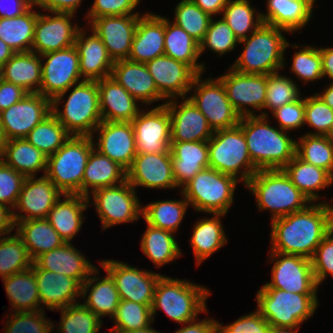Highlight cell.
Listing matches in <instances>:
<instances>
[{"label": "cell", "instance_id": "obj_1", "mask_svg": "<svg viewBox=\"0 0 333 333\" xmlns=\"http://www.w3.org/2000/svg\"><path fill=\"white\" fill-rule=\"evenodd\" d=\"M271 250L311 259L323 238L333 229V205L321 201L304 210L271 221Z\"/></svg>", "mask_w": 333, "mask_h": 333}, {"label": "cell", "instance_id": "obj_2", "mask_svg": "<svg viewBox=\"0 0 333 333\" xmlns=\"http://www.w3.org/2000/svg\"><path fill=\"white\" fill-rule=\"evenodd\" d=\"M269 115L260 114L241 117L243 130L252 163L258 170L283 169L296 155V140L287 131L272 127Z\"/></svg>", "mask_w": 333, "mask_h": 333}, {"label": "cell", "instance_id": "obj_3", "mask_svg": "<svg viewBox=\"0 0 333 333\" xmlns=\"http://www.w3.org/2000/svg\"><path fill=\"white\" fill-rule=\"evenodd\" d=\"M288 31L262 23L247 38L239 40L243 44L242 53L230 67L243 74L268 75L285 68V50L291 44L284 37Z\"/></svg>", "mask_w": 333, "mask_h": 333}, {"label": "cell", "instance_id": "obj_4", "mask_svg": "<svg viewBox=\"0 0 333 333\" xmlns=\"http://www.w3.org/2000/svg\"><path fill=\"white\" fill-rule=\"evenodd\" d=\"M211 294L205 286L195 282L162 275L154 290L151 306L153 323L159 309L178 325L195 320L199 313L209 314L206 301Z\"/></svg>", "mask_w": 333, "mask_h": 333}, {"label": "cell", "instance_id": "obj_5", "mask_svg": "<svg viewBox=\"0 0 333 333\" xmlns=\"http://www.w3.org/2000/svg\"><path fill=\"white\" fill-rule=\"evenodd\" d=\"M245 187L255 196L259 211L271 212V221L304 210L311 204L283 169L258 170Z\"/></svg>", "mask_w": 333, "mask_h": 333}, {"label": "cell", "instance_id": "obj_6", "mask_svg": "<svg viewBox=\"0 0 333 333\" xmlns=\"http://www.w3.org/2000/svg\"><path fill=\"white\" fill-rule=\"evenodd\" d=\"M65 95L62 92L52 100V113L71 135L93 136L102 122L97 81L83 80L74 84L66 101ZM62 101L63 110L58 107Z\"/></svg>", "mask_w": 333, "mask_h": 333}, {"label": "cell", "instance_id": "obj_7", "mask_svg": "<svg viewBox=\"0 0 333 333\" xmlns=\"http://www.w3.org/2000/svg\"><path fill=\"white\" fill-rule=\"evenodd\" d=\"M94 136L71 137L53 155L47 157L45 175L65 195H82L86 163L94 148Z\"/></svg>", "mask_w": 333, "mask_h": 333}, {"label": "cell", "instance_id": "obj_8", "mask_svg": "<svg viewBox=\"0 0 333 333\" xmlns=\"http://www.w3.org/2000/svg\"><path fill=\"white\" fill-rule=\"evenodd\" d=\"M256 310L276 327H300L315 314L317 294H299L274 288H260L256 294Z\"/></svg>", "mask_w": 333, "mask_h": 333}, {"label": "cell", "instance_id": "obj_9", "mask_svg": "<svg viewBox=\"0 0 333 333\" xmlns=\"http://www.w3.org/2000/svg\"><path fill=\"white\" fill-rule=\"evenodd\" d=\"M208 155L210 168L233 176L242 181L244 186L258 171L252 163L243 130L239 125L214 131L208 140Z\"/></svg>", "mask_w": 333, "mask_h": 333}, {"label": "cell", "instance_id": "obj_10", "mask_svg": "<svg viewBox=\"0 0 333 333\" xmlns=\"http://www.w3.org/2000/svg\"><path fill=\"white\" fill-rule=\"evenodd\" d=\"M236 178L213 168H204L181 188L185 199L196 212L225 214L234 201Z\"/></svg>", "mask_w": 333, "mask_h": 333}, {"label": "cell", "instance_id": "obj_11", "mask_svg": "<svg viewBox=\"0 0 333 333\" xmlns=\"http://www.w3.org/2000/svg\"><path fill=\"white\" fill-rule=\"evenodd\" d=\"M201 76L194 79L190 88L193 93L188 98L206 117L213 131L237 126L241 116L229 101L222 82L217 77L203 80Z\"/></svg>", "mask_w": 333, "mask_h": 333}, {"label": "cell", "instance_id": "obj_12", "mask_svg": "<svg viewBox=\"0 0 333 333\" xmlns=\"http://www.w3.org/2000/svg\"><path fill=\"white\" fill-rule=\"evenodd\" d=\"M90 194L103 230L122 223H132L142 217L143 206L136 190L127 180L116 186L99 188Z\"/></svg>", "mask_w": 333, "mask_h": 333}, {"label": "cell", "instance_id": "obj_13", "mask_svg": "<svg viewBox=\"0 0 333 333\" xmlns=\"http://www.w3.org/2000/svg\"><path fill=\"white\" fill-rule=\"evenodd\" d=\"M272 279L261 288H274L299 294H317L311 260L299 255L270 252ZM272 259V260H271Z\"/></svg>", "mask_w": 333, "mask_h": 333}, {"label": "cell", "instance_id": "obj_14", "mask_svg": "<svg viewBox=\"0 0 333 333\" xmlns=\"http://www.w3.org/2000/svg\"><path fill=\"white\" fill-rule=\"evenodd\" d=\"M40 57L42 81L38 93L44 97L53 100L60 93H67L74 84L83 81L80 73L79 55L74 45L40 55Z\"/></svg>", "mask_w": 333, "mask_h": 333}, {"label": "cell", "instance_id": "obj_15", "mask_svg": "<svg viewBox=\"0 0 333 333\" xmlns=\"http://www.w3.org/2000/svg\"><path fill=\"white\" fill-rule=\"evenodd\" d=\"M99 263L113 278L121 300L152 306L155 286L161 273L138 269L111 259Z\"/></svg>", "mask_w": 333, "mask_h": 333}, {"label": "cell", "instance_id": "obj_16", "mask_svg": "<svg viewBox=\"0 0 333 333\" xmlns=\"http://www.w3.org/2000/svg\"><path fill=\"white\" fill-rule=\"evenodd\" d=\"M227 71L229 72L217 78L224 85L227 97L236 112L244 117L256 115L255 110H264L267 75L243 74L231 67Z\"/></svg>", "mask_w": 333, "mask_h": 333}, {"label": "cell", "instance_id": "obj_17", "mask_svg": "<svg viewBox=\"0 0 333 333\" xmlns=\"http://www.w3.org/2000/svg\"><path fill=\"white\" fill-rule=\"evenodd\" d=\"M52 113V100L40 93H27L20 101L0 112L7 140L26 138L29 132Z\"/></svg>", "mask_w": 333, "mask_h": 333}, {"label": "cell", "instance_id": "obj_18", "mask_svg": "<svg viewBox=\"0 0 333 333\" xmlns=\"http://www.w3.org/2000/svg\"><path fill=\"white\" fill-rule=\"evenodd\" d=\"M131 124L137 153L170 152L171 117L165 102L148 111L140 110Z\"/></svg>", "mask_w": 333, "mask_h": 333}, {"label": "cell", "instance_id": "obj_19", "mask_svg": "<svg viewBox=\"0 0 333 333\" xmlns=\"http://www.w3.org/2000/svg\"><path fill=\"white\" fill-rule=\"evenodd\" d=\"M50 13L37 15L31 51L39 55L72 47L80 28L79 23L71 22L75 14Z\"/></svg>", "mask_w": 333, "mask_h": 333}, {"label": "cell", "instance_id": "obj_20", "mask_svg": "<svg viewBox=\"0 0 333 333\" xmlns=\"http://www.w3.org/2000/svg\"><path fill=\"white\" fill-rule=\"evenodd\" d=\"M63 195L44 174L39 178L26 177L13 208L15 224L24 220L47 218L49 211Z\"/></svg>", "mask_w": 333, "mask_h": 333}, {"label": "cell", "instance_id": "obj_21", "mask_svg": "<svg viewBox=\"0 0 333 333\" xmlns=\"http://www.w3.org/2000/svg\"><path fill=\"white\" fill-rule=\"evenodd\" d=\"M127 181L137 187L150 189H176L171 152L137 153L132 166L126 171Z\"/></svg>", "mask_w": 333, "mask_h": 333}, {"label": "cell", "instance_id": "obj_22", "mask_svg": "<svg viewBox=\"0 0 333 333\" xmlns=\"http://www.w3.org/2000/svg\"><path fill=\"white\" fill-rule=\"evenodd\" d=\"M153 77L158 92L167 100L187 98L198 74L187 64L167 55L158 56L145 63Z\"/></svg>", "mask_w": 333, "mask_h": 333}, {"label": "cell", "instance_id": "obj_23", "mask_svg": "<svg viewBox=\"0 0 333 333\" xmlns=\"http://www.w3.org/2000/svg\"><path fill=\"white\" fill-rule=\"evenodd\" d=\"M98 134L94 148L117 162L126 171L137 155L134 129L131 122L102 121L93 135Z\"/></svg>", "mask_w": 333, "mask_h": 333}, {"label": "cell", "instance_id": "obj_24", "mask_svg": "<svg viewBox=\"0 0 333 333\" xmlns=\"http://www.w3.org/2000/svg\"><path fill=\"white\" fill-rule=\"evenodd\" d=\"M141 15H111L95 18L90 29L103 41L113 61L128 59Z\"/></svg>", "mask_w": 333, "mask_h": 333}, {"label": "cell", "instance_id": "obj_25", "mask_svg": "<svg viewBox=\"0 0 333 333\" xmlns=\"http://www.w3.org/2000/svg\"><path fill=\"white\" fill-rule=\"evenodd\" d=\"M181 99V103L176 98L165 101L171 117V142L208 141L214 131L206 117L189 98Z\"/></svg>", "mask_w": 333, "mask_h": 333}, {"label": "cell", "instance_id": "obj_26", "mask_svg": "<svg viewBox=\"0 0 333 333\" xmlns=\"http://www.w3.org/2000/svg\"><path fill=\"white\" fill-rule=\"evenodd\" d=\"M40 296L41 310L63 309L69 305L79 303L82 284L74 278L64 274L51 272L44 269H33ZM43 304V305H42Z\"/></svg>", "mask_w": 333, "mask_h": 333}, {"label": "cell", "instance_id": "obj_27", "mask_svg": "<svg viewBox=\"0 0 333 333\" xmlns=\"http://www.w3.org/2000/svg\"><path fill=\"white\" fill-rule=\"evenodd\" d=\"M85 28H79L74 43L79 55L81 77L83 80L92 81L110 77L114 61L94 30H91V35L87 37Z\"/></svg>", "mask_w": 333, "mask_h": 333}, {"label": "cell", "instance_id": "obj_28", "mask_svg": "<svg viewBox=\"0 0 333 333\" xmlns=\"http://www.w3.org/2000/svg\"><path fill=\"white\" fill-rule=\"evenodd\" d=\"M110 77L124 87L141 104L148 106L156 101L165 100L158 92L145 63L134 62L129 59L114 61Z\"/></svg>", "mask_w": 333, "mask_h": 333}, {"label": "cell", "instance_id": "obj_29", "mask_svg": "<svg viewBox=\"0 0 333 333\" xmlns=\"http://www.w3.org/2000/svg\"><path fill=\"white\" fill-rule=\"evenodd\" d=\"M91 263L71 242L39 255L31 268L64 274L83 284L96 268Z\"/></svg>", "mask_w": 333, "mask_h": 333}, {"label": "cell", "instance_id": "obj_30", "mask_svg": "<svg viewBox=\"0 0 333 333\" xmlns=\"http://www.w3.org/2000/svg\"><path fill=\"white\" fill-rule=\"evenodd\" d=\"M165 17L144 13L139 17L128 59L147 63L164 55Z\"/></svg>", "mask_w": 333, "mask_h": 333}, {"label": "cell", "instance_id": "obj_31", "mask_svg": "<svg viewBox=\"0 0 333 333\" xmlns=\"http://www.w3.org/2000/svg\"><path fill=\"white\" fill-rule=\"evenodd\" d=\"M102 121L132 122L140 112L138 101L112 77L97 81Z\"/></svg>", "mask_w": 333, "mask_h": 333}, {"label": "cell", "instance_id": "obj_32", "mask_svg": "<svg viewBox=\"0 0 333 333\" xmlns=\"http://www.w3.org/2000/svg\"><path fill=\"white\" fill-rule=\"evenodd\" d=\"M174 180L179 188L209 167L208 141L171 142Z\"/></svg>", "mask_w": 333, "mask_h": 333}, {"label": "cell", "instance_id": "obj_33", "mask_svg": "<svg viewBox=\"0 0 333 333\" xmlns=\"http://www.w3.org/2000/svg\"><path fill=\"white\" fill-rule=\"evenodd\" d=\"M63 197L55 203L46 219L65 243H71L82 228L86 218L83 212L89 207V202L80 194H64Z\"/></svg>", "mask_w": 333, "mask_h": 333}, {"label": "cell", "instance_id": "obj_34", "mask_svg": "<svg viewBox=\"0 0 333 333\" xmlns=\"http://www.w3.org/2000/svg\"><path fill=\"white\" fill-rule=\"evenodd\" d=\"M98 269L96 267L82 284L81 298L85 300L82 304L100 319L107 315L112 318L121 299L111 275L105 271L106 276L99 278Z\"/></svg>", "mask_w": 333, "mask_h": 333}, {"label": "cell", "instance_id": "obj_35", "mask_svg": "<svg viewBox=\"0 0 333 333\" xmlns=\"http://www.w3.org/2000/svg\"><path fill=\"white\" fill-rule=\"evenodd\" d=\"M126 180L127 172L123 167L93 148L84 170L82 196L88 198L90 206L92 205L90 193L99 188L122 184Z\"/></svg>", "mask_w": 333, "mask_h": 333}, {"label": "cell", "instance_id": "obj_36", "mask_svg": "<svg viewBox=\"0 0 333 333\" xmlns=\"http://www.w3.org/2000/svg\"><path fill=\"white\" fill-rule=\"evenodd\" d=\"M263 23L282 28L292 34L300 31L312 19L313 5L307 0H267Z\"/></svg>", "mask_w": 333, "mask_h": 333}, {"label": "cell", "instance_id": "obj_37", "mask_svg": "<svg viewBox=\"0 0 333 333\" xmlns=\"http://www.w3.org/2000/svg\"><path fill=\"white\" fill-rule=\"evenodd\" d=\"M0 78L20 86L27 93H38L42 81L40 55L32 51L15 53L0 68Z\"/></svg>", "mask_w": 333, "mask_h": 333}, {"label": "cell", "instance_id": "obj_38", "mask_svg": "<svg viewBox=\"0 0 333 333\" xmlns=\"http://www.w3.org/2000/svg\"><path fill=\"white\" fill-rule=\"evenodd\" d=\"M213 217L198 219L194 223L190 246L193 249L196 265L199 266L213 253L228 242L221 219L225 214H212Z\"/></svg>", "mask_w": 333, "mask_h": 333}, {"label": "cell", "instance_id": "obj_39", "mask_svg": "<svg viewBox=\"0 0 333 333\" xmlns=\"http://www.w3.org/2000/svg\"><path fill=\"white\" fill-rule=\"evenodd\" d=\"M292 184L311 202L321 198L320 190L332 186L333 177L324 169L316 167L295 155L283 168ZM317 191V192H316Z\"/></svg>", "mask_w": 333, "mask_h": 333}, {"label": "cell", "instance_id": "obj_40", "mask_svg": "<svg viewBox=\"0 0 333 333\" xmlns=\"http://www.w3.org/2000/svg\"><path fill=\"white\" fill-rule=\"evenodd\" d=\"M15 227L16 234L23 241L33 261L39 255L65 243L46 218L19 221Z\"/></svg>", "mask_w": 333, "mask_h": 333}, {"label": "cell", "instance_id": "obj_41", "mask_svg": "<svg viewBox=\"0 0 333 333\" xmlns=\"http://www.w3.org/2000/svg\"><path fill=\"white\" fill-rule=\"evenodd\" d=\"M165 17L164 54L190 66L198 75H202L205 63H197L200 59L199 43L184 29L170 22Z\"/></svg>", "mask_w": 333, "mask_h": 333}, {"label": "cell", "instance_id": "obj_42", "mask_svg": "<svg viewBox=\"0 0 333 333\" xmlns=\"http://www.w3.org/2000/svg\"><path fill=\"white\" fill-rule=\"evenodd\" d=\"M11 312H33L41 310L35 273L32 268L2 279Z\"/></svg>", "mask_w": 333, "mask_h": 333}, {"label": "cell", "instance_id": "obj_43", "mask_svg": "<svg viewBox=\"0 0 333 333\" xmlns=\"http://www.w3.org/2000/svg\"><path fill=\"white\" fill-rule=\"evenodd\" d=\"M0 159L25 177H36L41 170L46 173L47 156L26 138L7 140Z\"/></svg>", "mask_w": 333, "mask_h": 333}, {"label": "cell", "instance_id": "obj_44", "mask_svg": "<svg viewBox=\"0 0 333 333\" xmlns=\"http://www.w3.org/2000/svg\"><path fill=\"white\" fill-rule=\"evenodd\" d=\"M31 6L25 13L12 18H0V39L15 53L30 52L34 41L38 11Z\"/></svg>", "mask_w": 333, "mask_h": 333}, {"label": "cell", "instance_id": "obj_45", "mask_svg": "<svg viewBox=\"0 0 333 333\" xmlns=\"http://www.w3.org/2000/svg\"><path fill=\"white\" fill-rule=\"evenodd\" d=\"M140 241L142 252L157 268L173 262L182 255L175 233L171 231L147 224V229L141 236Z\"/></svg>", "mask_w": 333, "mask_h": 333}, {"label": "cell", "instance_id": "obj_46", "mask_svg": "<svg viewBox=\"0 0 333 333\" xmlns=\"http://www.w3.org/2000/svg\"><path fill=\"white\" fill-rule=\"evenodd\" d=\"M181 194L183 200H162L143 206L142 218L153 227L176 234L189 207L188 201Z\"/></svg>", "mask_w": 333, "mask_h": 333}, {"label": "cell", "instance_id": "obj_47", "mask_svg": "<svg viewBox=\"0 0 333 333\" xmlns=\"http://www.w3.org/2000/svg\"><path fill=\"white\" fill-rule=\"evenodd\" d=\"M250 0H228L222 11V18L242 40L252 34L262 23L261 12L256 11Z\"/></svg>", "mask_w": 333, "mask_h": 333}, {"label": "cell", "instance_id": "obj_48", "mask_svg": "<svg viewBox=\"0 0 333 333\" xmlns=\"http://www.w3.org/2000/svg\"><path fill=\"white\" fill-rule=\"evenodd\" d=\"M71 137V134L51 113L38 123L26 139L47 157L53 155Z\"/></svg>", "mask_w": 333, "mask_h": 333}, {"label": "cell", "instance_id": "obj_49", "mask_svg": "<svg viewBox=\"0 0 333 333\" xmlns=\"http://www.w3.org/2000/svg\"><path fill=\"white\" fill-rule=\"evenodd\" d=\"M32 266L33 259L16 233L0 238V276L2 279L25 271Z\"/></svg>", "mask_w": 333, "mask_h": 333}, {"label": "cell", "instance_id": "obj_50", "mask_svg": "<svg viewBox=\"0 0 333 333\" xmlns=\"http://www.w3.org/2000/svg\"><path fill=\"white\" fill-rule=\"evenodd\" d=\"M296 155L316 166L326 170L333 177V144L325 136H300L296 141Z\"/></svg>", "mask_w": 333, "mask_h": 333}, {"label": "cell", "instance_id": "obj_51", "mask_svg": "<svg viewBox=\"0 0 333 333\" xmlns=\"http://www.w3.org/2000/svg\"><path fill=\"white\" fill-rule=\"evenodd\" d=\"M61 321L56 333H99L103 321L82 303L60 309Z\"/></svg>", "mask_w": 333, "mask_h": 333}, {"label": "cell", "instance_id": "obj_52", "mask_svg": "<svg viewBox=\"0 0 333 333\" xmlns=\"http://www.w3.org/2000/svg\"><path fill=\"white\" fill-rule=\"evenodd\" d=\"M174 10V23L200 43L208 30L211 16L192 0H181Z\"/></svg>", "mask_w": 333, "mask_h": 333}, {"label": "cell", "instance_id": "obj_53", "mask_svg": "<svg viewBox=\"0 0 333 333\" xmlns=\"http://www.w3.org/2000/svg\"><path fill=\"white\" fill-rule=\"evenodd\" d=\"M277 71L267 75V90L264 109L273 112L283 105L298 100L302 95L297 83Z\"/></svg>", "mask_w": 333, "mask_h": 333}, {"label": "cell", "instance_id": "obj_54", "mask_svg": "<svg viewBox=\"0 0 333 333\" xmlns=\"http://www.w3.org/2000/svg\"><path fill=\"white\" fill-rule=\"evenodd\" d=\"M111 320L115 324L111 331H130L148 327L153 323L151 306L121 300Z\"/></svg>", "mask_w": 333, "mask_h": 333}, {"label": "cell", "instance_id": "obj_55", "mask_svg": "<svg viewBox=\"0 0 333 333\" xmlns=\"http://www.w3.org/2000/svg\"><path fill=\"white\" fill-rule=\"evenodd\" d=\"M291 47L299 48V51H295L292 57L293 60L290 66L291 74L294 73L295 77L302 80L305 84L318 81L324 77L320 48L306 45L300 49V46L297 44H293Z\"/></svg>", "mask_w": 333, "mask_h": 333}, {"label": "cell", "instance_id": "obj_56", "mask_svg": "<svg viewBox=\"0 0 333 333\" xmlns=\"http://www.w3.org/2000/svg\"><path fill=\"white\" fill-rule=\"evenodd\" d=\"M237 44H239V39L234 35L226 21L223 18L215 20L212 17L206 35L199 43V53L201 56L208 48L218 56H222L233 51Z\"/></svg>", "mask_w": 333, "mask_h": 333}, {"label": "cell", "instance_id": "obj_57", "mask_svg": "<svg viewBox=\"0 0 333 333\" xmlns=\"http://www.w3.org/2000/svg\"><path fill=\"white\" fill-rule=\"evenodd\" d=\"M9 314L6 318V328L3 333H52L56 326L54 321L46 318L45 310L12 312Z\"/></svg>", "mask_w": 333, "mask_h": 333}, {"label": "cell", "instance_id": "obj_58", "mask_svg": "<svg viewBox=\"0 0 333 333\" xmlns=\"http://www.w3.org/2000/svg\"><path fill=\"white\" fill-rule=\"evenodd\" d=\"M333 123V110L316 94L305 98L304 124L314 128L307 135L325 136Z\"/></svg>", "mask_w": 333, "mask_h": 333}, {"label": "cell", "instance_id": "obj_59", "mask_svg": "<svg viewBox=\"0 0 333 333\" xmlns=\"http://www.w3.org/2000/svg\"><path fill=\"white\" fill-rule=\"evenodd\" d=\"M310 260L316 283L320 287L329 274L333 277V229L320 242Z\"/></svg>", "mask_w": 333, "mask_h": 333}, {"label": "cell", "instance_id": "obj_60", "mask_svg": "<svg viewBox=\"0 0 333 333\" xmlns=\"http://www.w3.org/2000/svg\"><path fill=\"white\" fill-rule=\"evenodd\" d=\"M25 179V176L0 159V203L13 209Z\"/></svg>", "mask_w": 333, "mask_h": 333}, {"label": "cell", "instance_id": "obj_61", "mask_svg": "<svg viewBox=\"0 0 333 333\" xmlns=\"http://www.w3.org/2000/svg\"><path fill=\"white\" fill-rule=\"evenodd\" d=\"M139 4L140 0H94L85 18L90 24L95 18L102 16L140 15V12H133Z\"/></svg>", "mask_w": 333, "mask_h": 333}, {"label": "cell", "instance_id": "obj_62", "mask_svg": "<svg viewBox=\"0 0 333 333\" xmlns=\"http://www.w3.org/2000/svg\"><path fill=\"white\" fill-rule=\"evenodd\" d=\"M305 97L301 96L298 100L283 105L272 112L274 119L277 120L278 126L283 131H290L305 127Z\"/></svg>", "mask_w": 333, "mask_h": 333}, {"label": "cell", "instance_id": "obj_63", "mask_svg": "<svg viewBox=\"0 0 333 333\" xmlns=\"http://www.w3.org/2000/svg\"><path fill=\"white\" fill-rule=\"evenodd\" d=\"M217 333H267L270 324L256 310L241 316L229 325L217 321Z\"/></svg>", "mask_w": 333, "mask_h": 333}, {"label": "cell", "instance_id": "obj_64", "mask_svg": "<svg viewBox=\"0 0 333 333\" xmlns=\"http://www.w3.org/2000/svg\"><path fill=\"white\" fill-rule=\"evenodd\" d=\"M26 94L27 92L20 86L0 78V112L20 101Z\"/></svg>", "mask_w": 333, "mask_h": 333}, {"label": "cell", "instance_id": "obj_65", "mask_svg": "<svg viewBox=\"0 0 333 333\" xmlns=\"http://www.w3.org/2000/svg\"><path fill=\"white\" fill-rule=\"evenodd\" d=\"M82 0H40L35 7L49 12L76 13Z\"/></svg>", "mask_w": 333, "mask_h": 333}, {"label": "cell", "instance_id": "obj_66", "mask_svg": "<svg viewBox=\"0 0 333 333\" xmlns=\"http://www.w3.org/2000/svg\"><path fill=\"white\" fill-rule=\"evenodd\" d=\"M217 321L213 318L198 321V318H196L183 324V327L175 330L174 333H217Z\"/></svg>", "mask_w": 333, "mask_h": 333}, {"label": "cell", "instance_id": "obj_67", "mask_svg": "<svg viewBox=\"0 0 333 333\" xmlns=\"http://www.w3.org/2000/svg\"><path fill=\"white\" fill-rule=\"evenodd\" d=\"M31 6L26 0H0V18L20 16Z\"/></svg>", "mask_w": 333, "mask_h": 333}, {"label": "cell", "instance_id": "obj_68", "mask_svg": "<svg viewBox=\"0 0 333 333\" xmlns=\"http://www.w3.org/2000/svg\"><path fill=\"white\" fill-rule=\"evenodd\" d=\"M15 226L13 209L0 203V238L11 235Z\"/></svg>", "mask_w": 333, "mask_h": 333}, {"label": "cell", "instance_id": "obj_69", "mask_svg": "<svg viewBox=\"0 0 333 333\" xmlns=\"http://www.w3.org/2000/svg\"><path fill=\"white\" fill-rule=\"evenodd\" d=\"M198 7L211 17L219 15L226 6L228 0H192Z\"/></svg>", "mask_w": 333, "mask_h": 333}, {"label": "cell", "instance_id": "obj_70", "mask_svg": "<svg viewBox=\"0 0 333 333\" xmlns=\"http://www.w3.org/2000/svg\"><path fill=\"white\" fill-rule=\"evenodd\" d=\"M320 54L323 76H327L333 82V48L321 47Z\"/></svg>", "mask_w": 333, "mask_h": 333}, {"label": "cell", "instance_id": "obj_71", "mask_svg": "<svg viewBox=\"0 0 333 333\" xmlns=\"http://www.w3.org/2000/svg\"><path fill=\"white\" fill-rule=\"evenodd\" d=\"M15 54V52L0 39V68Z\"/></svg>", "mask_w": 333, "mask_h": 333}, {"label": "cell", "instance_id": "obj_72", "mask_svg": "<svg viewBox=\"0 0 333 333\" xmlns=\"http://www.w3.org/2000/svg\"><path fill=\"white\" fill-rule=\"evenodd\" d=\"M323 90V92L316 94L333 110V82H331L330 85Z\"/></svg>", "mask_w": 333, "mask_h": 333}, {"label": "cell", "instance_id": "obj_73", "mask_svg": "<svg viewBox=\"0 0 333 333\" xmlns=\"http://www.w3.org/2000/svg\"><path fill=\"white\" fill-rule=\"evenodd\" d=\"M300 327H276L270 325L267 333H297Z\"/></svg>", "mask_w": 333, "mask_h": 333}, {"label": "cell", "instance_id": "obj_74", "mask_svg": "<svg viewBox=\"0 0 333 333\" xmlns=\"http://www.w3.org/2000/svg\"><path fill=\"white\" fill-rule=\"evenodd\" d=\"M110 333H161L152 328V324L148 327L140 328V329H134L130 331H111Z\"/></svg>", "mask_w": 333, "mask_h": 333}, {"label": "cell", "instance_id": "obj_75", "mask_svg": "<svg viewBox=\"0 0 333 333\" xmlns=\"http://www.w3.org/2000/svg\"><path fill=\"white\" fill-rule=\"evenodd\" d=\"M6 142H7V139H6V137H5V134H4V131H3V128H2L1 123H0V158H1L2 155H3V152H4V149H5Z\"/></svg>", "mask_w": 333, "mask_h": 333}, {"label": "cell", "instance_id": "obj_76", "mask_svg": "<svg viewBox=\"0 0 333 333\" xmlns=\"http://www.w3.org/2000/svg\"><path fill=\"white\" fill-rule=\"evenodd\" d=\"M325 137L328 139L329 142L333 144V123L330 126L328 132L326 133Z\"/></svg>", "mask_w": 333, "mask_h": 333}, {"label": "cell", "instance_id": "obj_77", "mask_svg": "<svg viewBox=\"0 0 333 333\" xmlns=\"http://www.w3.org/2000/svg\"><path fill=\"white\" fill-rule=\"evenodd\" d=\"M29 2L32 6H35L40 0H26Z\"/></svg>", "mask_w": 333, "mask_h": 333}, {"label": "cell", "instance_id": "obj_78", "mask_svg": "<svg viewBox=\"0 0 333 333\" xmlns=\"http://www.w3.org/2000/svg\"><path fill=\"white\" fill-rule=\"evenodd\" d=\"M309 3H311L313 6H314V4H315V2H316V0H307Z\"/></svg>", "mask_w": 333, "mask_h": 333}]
</instances>
